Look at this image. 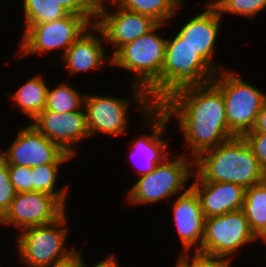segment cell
I'll use <instances>...</instances> for the list:
<instances>
[{
	"mask_svg": "<svg viewBox=\"0 0 266 267\" xmlns=\"http://www.w3.org/2000/svg\"><path fill=\"white\" fill-rule=\"evenodd\" d=\"M161 107L178 124L184 141L181 153L194 160L236 137L228 127L224 97L212 82L179 91Z\"/></svg>",
	"mask_w": 266,
	"mask_h": 267,
	"instance_id": "cell-1",
	"label": "cell"
},
{
	"mask_svg": "<svg viewBox=\"0 0 266 267\" xmlns=\"http://www.w3.org/2000/svg\"><path fill=\"white\" fill-rule=\"evenodd\" d=\"M194 172L205 182L235 183L245 189L266 180V171L243 137H234L200 154Z\"/></svg>",
	"mask_w": 266,
	"mask_h": 267,
	"instance_id": "cell-2",
	"label": "cell"
},
{
	"mask_svg": "<svg viewBox=\"0 0 266 267\" xmlns=\"http://www.w3.org/2000/svg\"><path fill=\"white\" fill-rule=\"evenodd\" d=\"M164 27L168 28L166 24H158L149 33L122 46L112 56L111 66L128 72L127 83L144 89L150 99L161 90L167 38L159 30Z\"/></svg>",
	"mask_w": 266,
	"mask_h": 267,
	"instance_id": "cell-3",
	"label": "cell"
},
{
	"mask_svg": "<svg viewBox=\"0 0 266 267\" xmlns=\"http://www.w3.org/2000/svg\"><path fill=\"white\" fill-rule=\"evenodd\" d=\"M129 97L112 96L109 94L86 93L84 97V108L86 112L87 128L90 138L105 135L118 139L128 135L132 105L143 117L152 107L151 99L147 92L135 85L128 84ZM128 132V133H127Z\"/></svg>",
	"mask_w": 266,
	"mask_h": 267,
	"instance_id": "cell-4",
	"label": "cell"
},
{
	"mask_svg": "<svg viewBox=\"0 0 266 267\" xmlns=\"http://www.w3.org/2000/svg\"><path fill=\"white\" fill-rule=\"evenodd\" d=\"M193 174L194 159L180 152H172L152 172L134 181L126 191L125 202L135 208L138 205H156L164 201L168 204L169 200L191 187Z\"/></svg>",
	"mask_w": 266,
	"mask_h": 267,
	"instance_id": "cell-5",
	"label": "cell"
},
{
	"mask_svg": "<svg viewBox=\"0 0 266 267\" xmlns=\"http://www.w3.org/2000/svg\"><path fill=\"white\" fill-rule=\"evenodd\" d=\"M170 36L165 47L161 90L151 99L153 106H162L179 91L209 83L216 75L177 32Z\"/></svg>",
	"mask_w": 266,
	"mask_h": 267,
	"instance_id": "cell-6",
	"label": "cell"
},
{
	"mask_svg": "<svg viewBox=\"0 0 266 267\" xmlns=\"http://www.w3.org/2000/svg\"><path fill=\"white\" fill-rule=\"evenodd\" d=\"M66 212L54 223L27 227L14 237L17 262L26 267H48L72 255L78 248L68 245L72 228ZM67 223V224H66ZM68 245V246H67Z\"/></svg>",
	"mask_w": 266,
	"mask_h": 267,
	"instance_id": "cell-7",
	"label": "cell"
},
{
	"mask_svg": "<svg viewBox=\"0 0 266 267\" xmlns=\"http://www.w3.org/2000/svg\"><path fill=\"white\" fill-rule=\"evenodd\" d=\"M222 93L229 130L237 137L251 131L266 102V92L249 83L242 75L225 68L211 81Z\"/></svg>",
	"mask_w": 266,
	"mask_h": 267,
	"instance_id": "cell-8",
	"label": "cell"
},
{
	"mask_svg": "<svg viewBox=\"0 0 266 267\" xmlns=\"http://www.w3.org/2000/svg\"><path fill=\"white\" fill-rule=\"evenodd\" d=\"M92 24L84 17L74 14L54 20L52 22L36 25H23L19 37L17 53L14 57H31L52 54L59 51L62 57L67 49L85 32ZM16 55V56H15Z\"/></svg>",
	"mask_w": 266,
	"mask_h": 267,
	"instance_id": "cell-9",
	"label": "cell"
},
{
	"mask_svg": "<svg viewBox=\"0 0 266 267\" xmlns=\"http://www.w3.org/2000/svg\"><path fill=\"white\" fill-rule=\"evenodd\" d=\"M140 122L142 123H139L141 125H138L136 131L144 130V134L138 132L140 136L136 135L133 140L131 139L132 142L128 143L129 152H127L132 161L130 164L136 167L133 169L138 178L152 172L173 152L169 148L171 142L165 138L168 136L167 131L169 132L168 125L173 122L161 106H153L141 117Z\"/></svg>",
	"mask_w": 266,
	"mask_h": 267,
	"instance_id": "cell-10",
	"label": "cell"
},
{
	"mask_svg": "<svg viewBox=\"0 0 266 267\" xmlns=\"http://www.w3.org/2000/svg\"><path fill=\"white\" fill-rule=\"evenodd\" d=\"M256 241L258 238L251 231L244 211L228 212L205 218L200 254L235 260L243 248Z\"/></svg>",
	"mask_w": 266,
	"mask_h": 267,
	"instance_id": "cell-11",
	"label": "cell"
},
{
	"mask_svg": "<svg viewBox=\"0 0 266 267\" xmlns=\"http://www.w3.org/2000/svg\"><path fill=\"white\" fill-rule=\"evenodd\" d=\"M18 128L17 136L4 150L0 145V156L8 165L38 167L46 164H66L75 159L58 144L49 140L31 123Z\"/></svg>",
	"mask_w": 266,
	"mask_h": 267,
	"instance_id": "cell-12",
	"label": "cell"
},
{
	"mask_svg": "<svg viewBox=\"0 0 266 267\" xmlns=\"http://www.w3.org/2000/svg\"><path fill=\"white\" fill-rule=\"evenodd\" d=\"M95 25L102 31L112 57L122 46L149 33L158 23L148 16L124 9L113 0L96 9Z\"/></svg>",
	"mask_w": 266,
	"mask_h": 267,
	"instance_id": "cell-13",
	"label": "cell"
},
{
	"mask_svg": "<svg viewBox=\"0 0 266 267\" xmlns=\"http://www.w3.org/2000/svg\"><path fill=\"white\" fill-rule=\"evenodd\" d=\"M68 208L52 194L43 192L16 193L8 211L0 219L1 226L12 228L18 234L27 227L54 223Z\"/></svg>",
	"mask_w": 266,
	"mask_h": 267,
	"instance_id": "cell-14",
	"label": "cell"
},
{
	"mask_svg": "<svg viewBox=\"0 0 266 267\" xmlns=\"http://www.w3.org/2000/svg\"><path fill=\"white\" fill-rule=\"evenodd\" d=\"M201 5H203L200 7L201 10L191 19L188 17V21L186 19L185 24L183 23L176 32L217 73L226 68L220 65L221 63H217V56H215L223 21L218 9L208 1Z\"/></svg>",
	"mask_w": 266,
	"mask_h": 267,
	"instance_id": "cell-15",
	"label": "cell"
},
{
	"mask_svg": "<svg viewBox=\"0 0 266 267\" xmlns=\"http://www.w3.org/2000/svg\"><path fill=\"white\" fill-rule=\"evenodd\" d=\"M29 123L74 158L79 155L78 144L90 139L84 106L80 110L62 114L43 109Z\"/></svg>",
	"mask_w": 266,
	"mask_h": 267,
	"instance_id": "cell-16",
	"label": "cell"
},
{
	"mask_svg": "<svg viewBox=\"0 0 266 267\" xmlns=\"http://www.w3.org/2000/svg\"><path fill=\"white\" fill-rule=\"evenodd\" d=\"M106 45L102 31L93 24L67 49L61 58L53 61L52 67L62 65V68H65L68 73L67 77H76L80 73L97 71L104 68L105 65L111 67L112 57L105 49Z\"/></svg>",
	"mask_w": 266,
	"mask_h": 267,
	"instance_id": "cell-17",
	"label": "cell"
},
{
	"mask_svg": "<svg viewBox=\"0 0 266 267\" xmlns=\"http://www.w3.org/2000/svg\"><path fill=\"white\" fill-rule=\"evenodd\" d=\"M172 208L171 216L174 220L176 235L181 243L180 254L200 253L204 235L205 217L201 208L199 196L190 187L184 193L177 195L169 202ZM172 203V204H171ZM173 213V214H172ZM192 249V250H191Z\"/></svg>",
	"mask_w": 266,
	"mask_h": 267,
	"instance_id": "cell-18",
	"label": "cell"
},
{
	"mask_svg": "<svg viewBox=\"0 0 266 267\" xmlns=\"http://www.w3.org/2000/svg\"><path fill=\"white\" fill-rule=\"evenodd\" d=\"M191 181V187L199 196L205 218L243 208L246 190L243 186L226 182H205L195 172Z\"/></svg>",
	"mask_w": 266,
	"mask_h": 267,
	"instance_id": "cell-19",
	"label": "cell"
},
{
	"mask_svg": "<svg viewBox=\"0 0 266 267\" xmlns=\"http://www.w3.org/2000/svg\"><path fill=\"white\" fill-rule=\"evenodd\" d=\"M39 72L29 77L15 91L7 92L8 99L11 101V108L17 109L24 114L26 119L33 120L46 106L48 81ZM47 81V82H46ZM14 106V107H13ZM28 117V118H27Z\"/></svg>",
	"mask_w": 266,
	"mask_h": 267,
	"instance_id": "cell-20",
	"label": "cell"
},
{
	"mask_svg": "<svg viewBox=\"0 0 266 267\" xmlns=\"http://www.w3.org/2000/svg\"><path fill=\"white\" fill-rule=\"evenodd\" d=\"M119 6L129 11L148 16L158 24H173L184 6V0H114ZM171 22H170V21ZM170 23V24H169Z\"/></svg>",
	"mask_w": 266,
	"mask_h": 267,
	"instance_id": "cell-21",
	"label": "cell"
},
{
	"mask_svg": "<svg viewBox=\"0 0 266 267\" xmlns=\"http://www.w3.org/2000/svg\"><path fill=\"white\" fill-rule=\"evenodd\" d=\"M242 210L251 231L259 238L266 230V180L246 188Z\"/></svg>",
	"mask_w": 266,
	"mask_h": 267,
	"instance_id": "cell-22",
	"label": "cell"
},
{
	"mask_svg": "<svg viewBox=\"0 0 266 267\" xmlns=\"http://www.w3.org/2000/svg\"><path fill=\"white\" fill-rule=\"evenodd\" d=\"M64 164H46L32 167V192H43L56 196L67 208L69 203L70 185L64 184L56 188L60 170ZM61 167V168H60ZM68 202V203H67Z\"/></svg>",
	"mask_w": 266,
	"mask_h": 267,
	"instance_id": "cell-23",
	"label": "cell"
},
{
	"mask_svg": "<svg viewBox=\"0 0 266 267\" xmlns=\"http://www.w3.org/2000/svg\"><path fill=\"white\" fill-rule=\"evenodd\" d=\"M85 94L84 92L81 93L72 83L62 80L54 87L48 86L44 109L60 114L80 110L84 106Z\"/></svg>",
	"mask_w": 266,
	"mask_h": 267,
	"instance_id": "cell-24",
	"label": "cell"
},
{
	"mask_svg": "<svg viewBox=\"0 0 266 267\" xmlns=\"http://www.w3.org/2000/svg\"><path fill=\"white\" fill-rule=\"evenodd\" d=\"M22 1L23 25H36L52 22L67 16L56 0H20Z\"/></svg>",
	"mask_w": 266,
	"mask_h": 267,
	"instance_id": "cell-25",
	"label": "cell"
},
{
	"mask_svg": "<svg viewBox=\"0 0 266 267\" xmlns=\"http://www.w3.org/2000/svg\"><path fill=\"white\" fill-rule=\"evenodd\" d=\"M213 7L217 8L221 18L235 15L245 17L249 21L256 18L260 12L266 9V0H207ZM237 15V16H236Z\"/></svg>",
	"mask_w": 266,
	"mask_h": 267,
	"instance_id": "cell-26",
	"label": "cell"
},
{
	"mask_svg": "<svg viewBox=\"0 0 266 267\" xmlns=\"http://www.w3.org/2000/svg\"><path fill=\"white\" fill-rule=\"evenodd\" d=\"M232 261L227 258L210 257L191 252L180 254L175 263L179 267H233Z\"/></svg>",
	"mask_w": 266,
	"mask_h": 267,
	"instance_id": "cell-27",
	"label": "cell"
},
{
	"mask_svg": "<svg viewBox=\"0 0 266 267\" xmlns=\"http://www.w3.org/2000/svg\"><path fill=\"white\" fill-rule=\"evenodd\" d=\"M16 191L9 179L8 163L0 156V219L8 211Z\"/></svg>",
	"mask_w": 266,
	"mask_h": 267,
	"instance_id": "cell-28",
	"label": "cell"
},
{
	"mask_svg": "<svg viewBox=\"0 0 266 267\" xmlns=\"http://www.w3.org/2000/svg\"><path fill=\"white\" fill-rule=\"evenodd\" d=\"M8 171L16 193L32 192V167L8 165Z\"/></svg>",
	"mask_w": 266,
	"mask_h": 267,
	"instance_id": "cell-29",
	"label": "cell"
},
{
	"mask_svg": "<svg viewBox=\"0 0 266 267\" xmlns=\"http://www.w3.org/2000/svg\"><path fill=\"white\" fill-rule=\"evenodd\" d=\"M69 14L84 16L92 25L96 21V9L87 0H56Z\"/></svg>",
	"mask_w": 266,
	"mask_h": 267,
	"instance_id": "cell-30",
	"label": "cell"
},
{
	"mask_svg": "<svg viewBox=\"0 0 266 267\" xmlns=\"http://www.w3.org/2000/svg\"><path fill=\"white\" fill-rule=\"evenodd\" d=\"M250 149L266 171V134L262 132H247L243 136Z\"/></svg>",
	"mask_w": 266,
	"mask_h": 267,
	"instance_id": "cell-31",
	"label": "cell"
},
{
	"mask_svg": "<svg viewBox=\"0 0 266 267\" xmlns=\"http://www.w3.org/2000/svg\"><path fill=\"white\" fill-rule=\"evenodd\" d=\"M84 246L77 249L72 255L64 260L55 262L48 267H84Z\"/></svg>",
	"mask_w": 266,
	"mask_h": 267,
	"instance_id": "cell-32",
	"label": "cell"
},
{
	"mask_svg": "<svg viewBox=\"0 0 266 267\" xmlns=\"http://www.w3.org/2000/svg\"><path fill=\"white\" fill-rule=\"evenodd\" d=\"M115 253H110L107 257H105L103 260H100L96 262L94 265H91L90 267H122L119 264L118 257ZM87 262L84 260V267H89Z\"/></svg>",
	"mask_w": 266,
	"mask_h": 267,
	"instance_id": "cell-33",
	"label": "cell"
},
{
	"mask_svg": "<svg viewBox=\"0 0 266 267\" xmlns=\"http://www.w3.org/2000/svg\"><path fill=\"white\" fill-rule=\"evenodd\" d=\"M249 132H262L266 134V102L258 113L254 128Z\"/></svg>",
	"mask_w": 266,
	"mask_h": 267,
	"instance_id": "cell-34",
	"label": "cell"
},
{
	"mask_svg": "<svg viewBox=\"0 0 266 267\" xmlns=\"http://www.w3.org/2000/svg\"><path fill=\"white\" fill-rule=\"evenodd\" d=\"M95 9L98 7L108 4L113 0H87Z\"/></svg>",
	"mask_w": 266,
	"mask_h": 267,
	"instance_id": "cell-35",
	"label": "cell"
},
{
	"mask_svg": "<svg viewBox=\"0 0 266 267\" xmlns=\"http://www.w3.org/2000/svg\"><path fill=\"white\" fill-rule=\"evenodd\" d=\"M261 241L260 243L262 244H265L264 247H266V230L263 232V234L258 238V241ZM263 261H266V256L263 257L262 259Z\"/></svg>",
	"mask_w": 266,
	"mask_h": 267,
	"instance_id": "cell-36",
	"label": "cell"
},
{
	"mask_svg": "<svg viewBox=\"0 0 266 267\" xmlns=\"http://www.w3.org/2000/svg\"><path fill=\"white\" fill-rule=\"evenodd\" d=\"M0 225H2V224H1V220H0ZM0 229H1V226H0ZM0 241H2V240H1V237H0ZM0 243H1V242H0ZM0 249H1V246H0ZM0 251H1V250H0ZM0 257H1V254H0ZM0 260H1V259H0ZM0 263H1V261H0ZM0 267H1V264H0Z\"/></svg>",
	"mask_w": 266,
	"mask_h": 267,
	"instance_id": "cell-37",
	"label": "cell"
},
{
	"mask_svg": "<svg viewBox=\"0 0 266 267\" xmlns=\"http://www.w3.org/2000/svg\"><path fill=\"white\" fill-rule=\"evenodd\" d=\"M173 267H179V266L174 262V266Z\"/></svg>",
	"mask_w": 266,
	"mask_h": 267,
	"instance_id": "cell-38",
	"label": "cell"
}]
</instances>
